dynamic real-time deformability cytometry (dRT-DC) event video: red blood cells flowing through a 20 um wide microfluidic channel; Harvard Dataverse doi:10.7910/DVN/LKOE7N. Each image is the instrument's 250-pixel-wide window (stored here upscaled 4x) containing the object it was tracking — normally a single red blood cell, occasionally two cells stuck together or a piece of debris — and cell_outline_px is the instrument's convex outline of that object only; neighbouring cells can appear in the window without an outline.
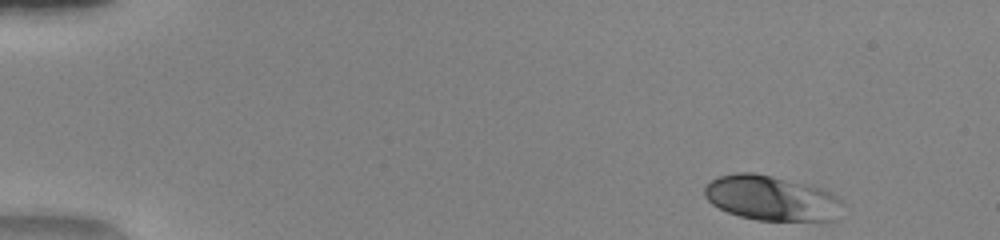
{"species": "human", "species_latin": "Homo sapiens", "temperature_condition": "warm", "stored_images_in_passage": 46, "camera_frame_rate_fps": 3000, "um_per_image_px": 0.085, "donor": {"sex": "female"}, "frame": {"image": 1, "passage_image": 1, "time_ms": 0.0, "image_size_px": [1000, 240], "cell_outline_px": [[840, 204], [832, 220], [756, 220], [740, 216], [728, 212], [712, 204], [704, 196], [704, 188], [712, 180], [720, 176], [736, 172], [752, 172], [772, 176], [820, 188], [828, 192], [840, 200]], "centroid_in_image_um": [65.47, 16.83], "position_along_channel_um": 19.5, "area_um2": 35.26}}
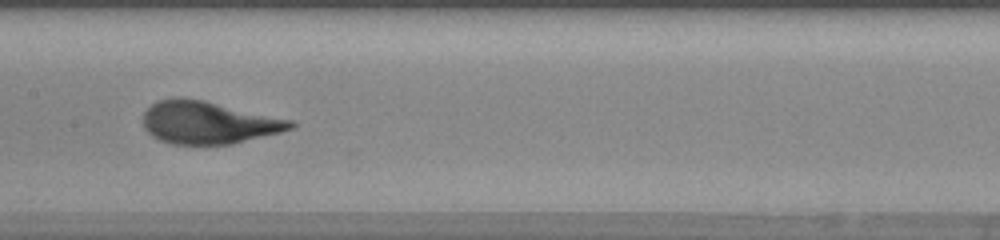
{"frame": {"image": 2, "passage_image": 22, "time_ms": 7.0, "image_size_px": [1000, 240], "cell_outline_px": [[296, 124], [292, 128], [280, 132], [232, 144], [172, 144], [160, 140], [152, 136], [144, 128], [144, 112], [156, 100], [180, 96], [204, 100], [292, 120]], "centroid_in_image_um": [17.68, 10.4], "position_along_channel_um": 189.7, "area_um2": 36.47}}
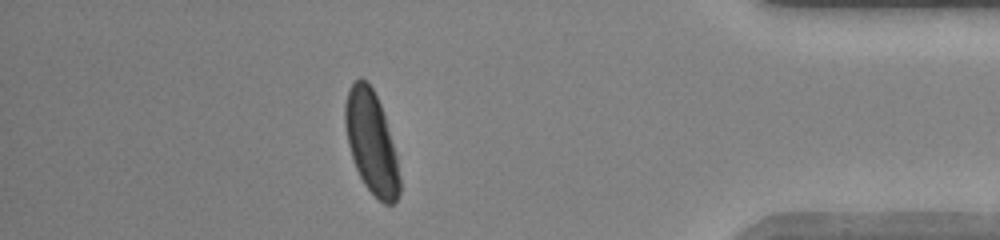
{"frame": {"image": 3, "passage_image": 40, "time_ms": 13.0, "image_size_px": [1000, 240], "cell_outline_px": [[400, 192], [396, 200], [392, 204], [384, 204], [364, 184], [356, 168], [348, 144], [344, 124], [344, 104], [348, 88], [360, 76], [372, 88], [380, 104], [384, 116], [396, 156], [400, 176]], "centroid_in_image_um": [31.54, 12.09], "position_along_channel_um": 403.7, "area_um2": 32.08}}